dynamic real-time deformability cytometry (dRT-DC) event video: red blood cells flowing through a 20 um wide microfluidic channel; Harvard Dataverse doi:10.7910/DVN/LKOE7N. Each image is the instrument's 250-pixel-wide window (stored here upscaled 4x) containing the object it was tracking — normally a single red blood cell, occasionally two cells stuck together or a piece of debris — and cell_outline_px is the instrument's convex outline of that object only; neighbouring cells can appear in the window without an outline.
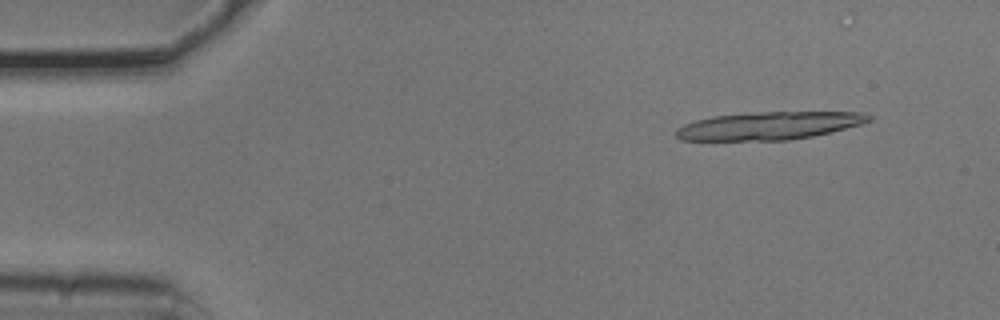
{"species": "common noctule bat (a hibernating species)", "species_latin": "Nyctalus noctula", "temperature_condition": "cold", "stored_images_in_passage": 4, "camera_frame_rate_fps": 3000, "um_per_image_px": 0.085, "animal": {"sex": "male", "body_mass_g": 20.5, "forearm_length_mm": 52.5}, "frame": {"image": 1, "passage_image": 1, "time_ms": 0.0, "image_size_px": [1000, 320], "cell_outline_px": [[872, 120], [860, 124], [812, 136], [788, 140], [680, 140], [676, 136], [676, 128], [684, 124], [696, 120], [712, 116], [760, 112], [860, 112], [872, 116]], "centroid_in_image_um": [65.33, 10.68], "position_along_channel_um": 19.7, "area_um2": 30.98}}
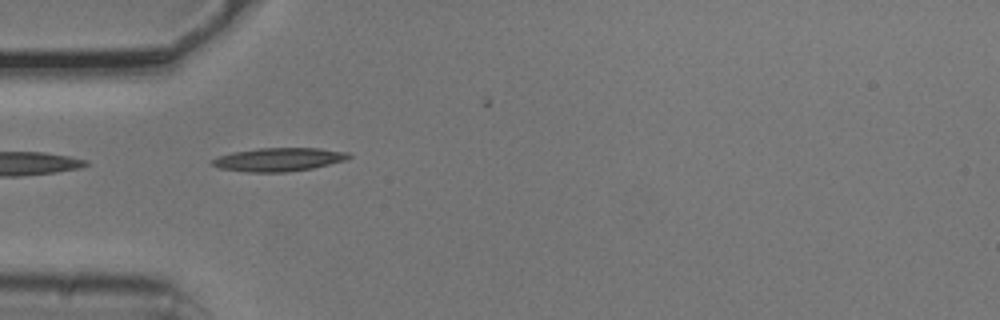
{"frame": {"image": 2, "passage_image": 4, "time_ms": 1.0, "image_size_px": [1000, 320], "cell_outline_px": [[352, 156], [344, 160], [312, 168], [284, 172], [248, 172], [220, 168], [212, 164], [208, 160], [232, 152], [260, 148], [320, 148], [348, 152]], "centroid_in_image_um": [23.67, 13.55], "position_along_channel_um": 61.3, "area_um2": 18.5}}